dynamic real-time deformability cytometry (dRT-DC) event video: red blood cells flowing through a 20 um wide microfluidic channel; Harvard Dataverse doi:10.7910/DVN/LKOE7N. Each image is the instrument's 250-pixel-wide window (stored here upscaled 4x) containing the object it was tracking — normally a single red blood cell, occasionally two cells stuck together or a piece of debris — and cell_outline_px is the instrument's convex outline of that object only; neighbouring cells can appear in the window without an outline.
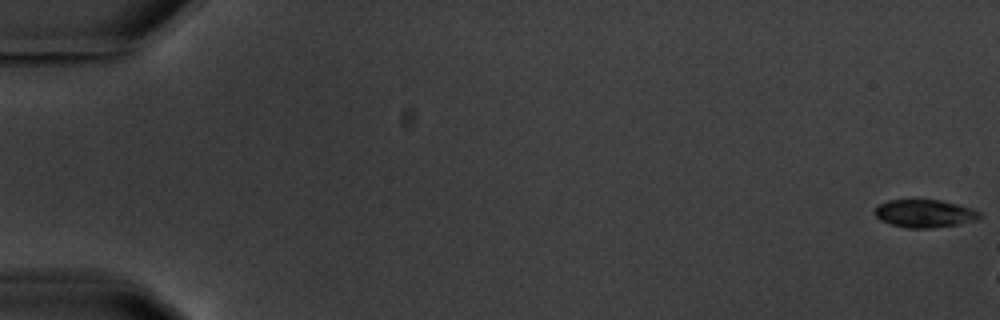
{"species": "common noctule bat (a hibernating species)", "species_latin": "Nyctalus noctula", "temperature_condition": "warm", "stored_images_in_passage": 3, "camera_frame_rate_fps": 3000, "um_per_image_px": 0.085, "animal": {"sex": "male", "body_mass_g": 20.1, "forearm_length_mm": 53.5}, "frame": {"image": 1, "passage_image": 1, "time_ms": 0.0, "image_size_px": [1000, 320], "cell_outline_px": [[980, 216], [976, 220], [960, 224], [932, 228], [908, 228], [892, 224], [880, 220], [876, 216], [876, 208], [880, 204], [888, 200], [940, 200], [956, 204], [980, 212]], "centroid_in_image_um": [78.59, 18.16], "position_along_channel_um": 6.4, "area_um2": 16.7}}